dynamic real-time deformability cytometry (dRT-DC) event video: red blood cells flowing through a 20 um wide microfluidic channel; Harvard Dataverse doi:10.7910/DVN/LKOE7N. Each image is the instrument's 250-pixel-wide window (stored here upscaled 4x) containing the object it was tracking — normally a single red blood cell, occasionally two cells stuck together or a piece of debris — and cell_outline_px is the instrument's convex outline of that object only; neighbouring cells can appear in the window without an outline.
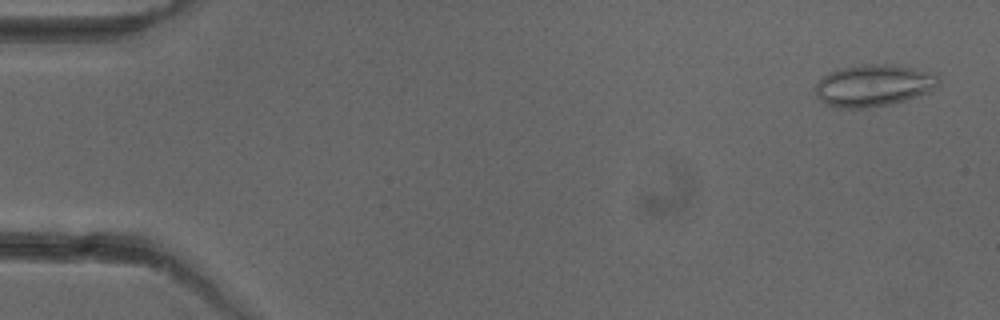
{"species": "common noctule bat (a hibernating species)", "species_latin": "Nyctalus noctula", "temperature_condition": "cold", "stored_images_in_passage": 52, "camera_frame_rate_fps": 3000, "um_per_image_px": 0.085, "animal": {"sex": "female"}, "frame": {"image": 1, "passage_image": 2, "time_ms": 0.333, "image_size_px": [1000, 320], "cell_outline_px": [[940, 80], [936, 88], [932, 92], [904, 100], [888, 104], [868, 108], [836, 108], [824, 104], [816, 96], [816, 84], [824, 76], [836, 68], [860, 64], [892, 64], [936, 72]], "centroid_in_image_um": [74.28, 7.25], "position_along_channel_um": 10.7, "area_um2": 30.58}}
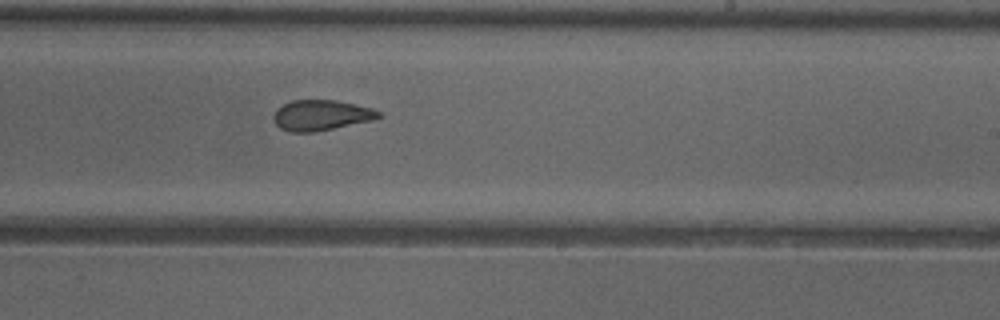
{"frame": {"image": 2, "passage_image": 31, "time_ms": 10.0, "image_size_px": [1000, 320], "cell_outline_px": [[384, 116], [372, 120], [312, 132], [288, 132], [280, 128], [276, 124], [272, 116], [276, 108], [292, 100], [336, 100], [356, 104], [372, 108], [380, 112]], "centroid_in_image_um": [27.28, 9.78], "position_along_channel_um": 261.7, "area_um2": 18.67}}
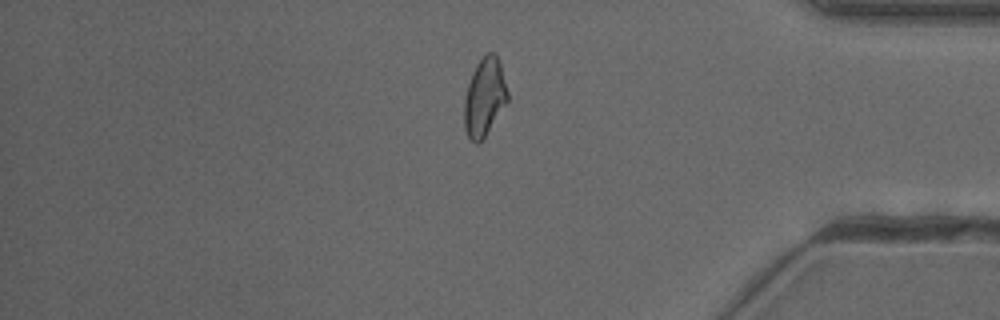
{"frame": {"image": 3, "passage_image": 43, "time_ms": 14.0, "image_size_px": [1000, 320], "cell_outline_px": [[508, 100], [484, 136], [476, 144], [468, 136], [464, 128], [464, 100], [468, 84], [472, 72], [476, 64], [484, 52], [492, 52], [496, 56], [500, 64], [508, 92]], "centroid_in_image_um": [41.16, 8.21], "position_along_channel_um": 394.0, "area_um2": 19.42}}